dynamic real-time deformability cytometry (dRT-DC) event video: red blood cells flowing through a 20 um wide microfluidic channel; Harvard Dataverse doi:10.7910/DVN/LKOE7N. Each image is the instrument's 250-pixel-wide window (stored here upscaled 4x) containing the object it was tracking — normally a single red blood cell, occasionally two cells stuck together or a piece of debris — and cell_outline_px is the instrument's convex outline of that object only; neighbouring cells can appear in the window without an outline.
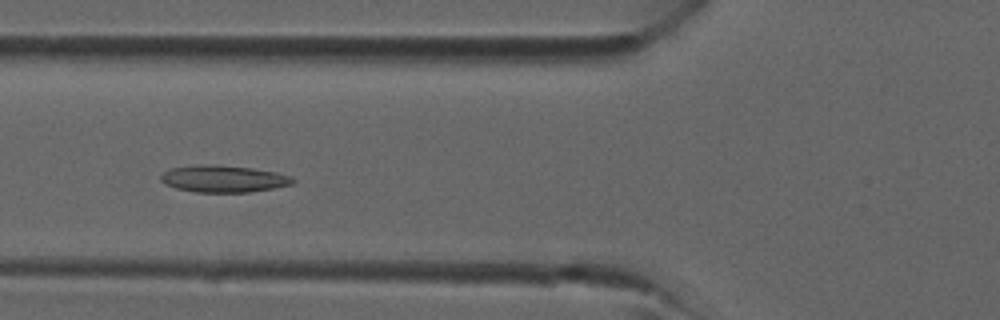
{"species": "common noctule bat (a hibernating species)", "species_latin": "Nyctalus noctula", "temperature_condition": "room temperature", "stored_images_in_passage": 39, "camera_frame_rate_fps": 3000, "um_per_image_px": 0.085, "animal": {"sex": "male", "forearm_length_mm": 52.5}, "frame": {"image": 1, "passage_image": 14, "time_ms": 4.333, "image_size_px": [1000, 320], "cell_outline_px": [[296, 180], [292, 184], [272, 188], [248, 192], [196, 192], [176, 188], [164, 184], [160, 180], [160, 176], [168, 168], [196, 164], [212, 164], [252, 168], [276, 172], [292, 176]], "centroid_in_image_um": [18.96, 15.18], "position_along_channel_um": 106.8, "area_um2": 20.87}}
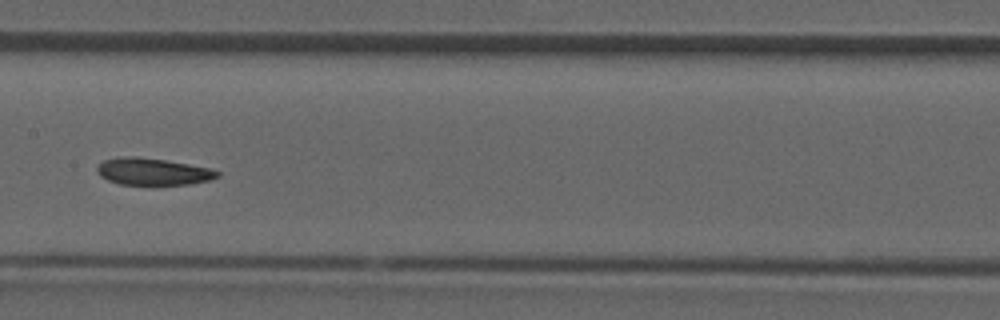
{"frame": {"image": 2, "passage_image": 19, "time_ms": 6.0, "image_size_px": [1000, 320], "cell_outline_px": [[220, 176], [208, 180], [188, 184], [120, 184], [108, 180], [100, 176], [96, 172], [96, 168], [104, 160], [116, 156], [136, 156], [164, 160], [188, 164], [208, 168], [220, 172]], "centroid_in_image_um": [12.94, 14.57], "position_along_channel_um": 194.5, "area_um2": 18.73}}
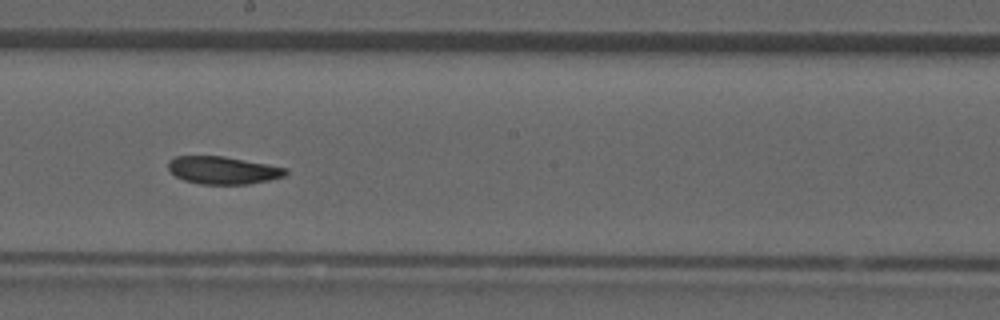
{"frame": {"image": 3, "passage_image": 21, "time_ms": 6.667, "image_size_px": [1000, 320], "cell_outline_px": [[288, 172], [284, 176], [268, 180], [248, 184], [200, 184], [184, 180], [176, 176], [168, 168], [168, 160], [176, 156], [224, 156], [268, 164], [288, 168]], "centroid_in_image_um": [18.96, 14.46], "position_along_channel_um": 229.2, "area_um2": 18.9}}